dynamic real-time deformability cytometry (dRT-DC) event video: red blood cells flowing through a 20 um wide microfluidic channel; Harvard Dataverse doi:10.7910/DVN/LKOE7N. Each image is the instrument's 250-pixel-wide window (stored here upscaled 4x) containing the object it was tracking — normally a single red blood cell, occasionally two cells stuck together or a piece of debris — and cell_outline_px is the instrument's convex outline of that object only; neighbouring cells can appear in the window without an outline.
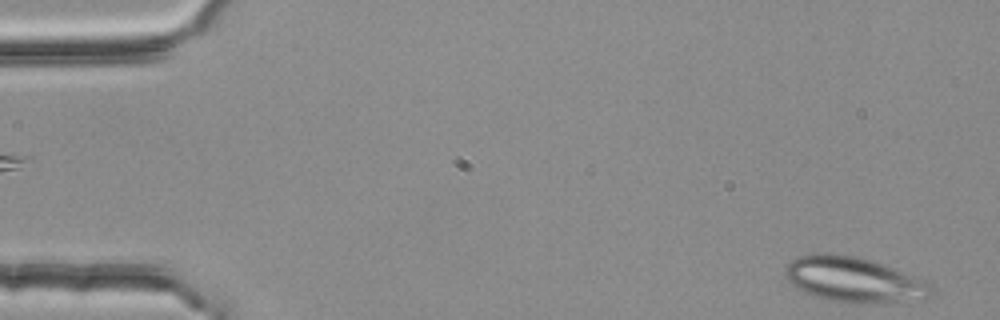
{"species": "common noctule bat (a hibernating species)", "species_latin": "Nyctalus noctula", "temperature_condition": "room temperature", "stored_images_in_passage": 4, "segment_of_instrument_passage": [2, 2], "camera_frame_rate_fps": 3000, "um_per_image_px": 0.085, "animal": {"sex": "female", "body_mass_g": 25.1}, "frame": {"image": 1, "passage_image": 4, "time_ms": 1.0, "image_size_px": [1000, 320], "cell_outline_px": [[936, 288], [924, 300], [896, 304], [864, 304], [832, 300], [812, 296], [796, 288], [784, 276], [784, 272], [788, 264], [792, 260], [800, 256], [816, 252], [828, 252], [856, 256], [872, 260], [916, 276], [932, 284]], "centroid_in_image_um": [72.65, 23.79], "position_along_channel_um": 12.4, "area_um2": 39.48}}